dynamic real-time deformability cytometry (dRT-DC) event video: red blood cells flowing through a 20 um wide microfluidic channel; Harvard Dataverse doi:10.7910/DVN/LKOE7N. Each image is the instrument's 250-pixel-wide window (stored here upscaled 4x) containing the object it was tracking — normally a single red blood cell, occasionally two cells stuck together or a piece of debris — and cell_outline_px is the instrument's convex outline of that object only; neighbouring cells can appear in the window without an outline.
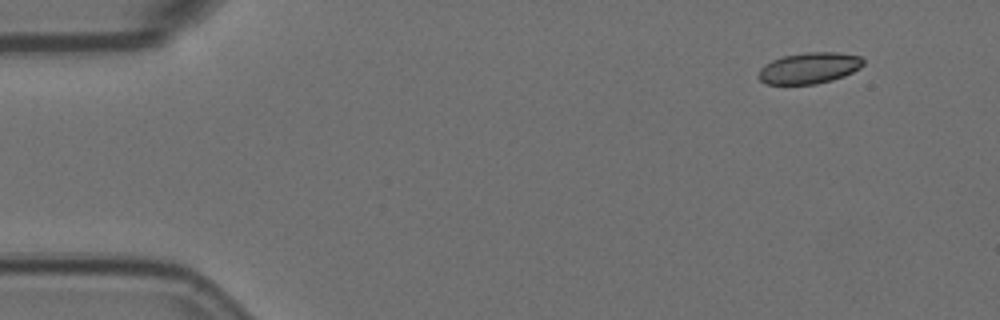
{"species": "Egyptian fruit bat (a non-hibernating species)", "species_latin": "Rousettus aegyptiacus", "temperature_condition": "room temperature", "stored_images_in_passage": 3, "camera_frame_rate_fps": 3000, "um_per_image_px": 0.085, "animal": {"sex": "female"}, "frame": {"image": 1, "passage_image": 1, "time_ms": 0.0, "image_size_px": [1000, 320], "cell_outline_px": [[864, 64], [860, 68], [844, 76], [832, 80], [816, 84], [764, 84], [756, 76], [760, 68], [764, 64], [772, 60], [784, 56], [804, 52], [840, 52], [860, 56], [864, 60]], "centroid_in_image_um": [68.77, 5.78], "position_along_channel_um": 16.2, "area_um2": 19.25}}
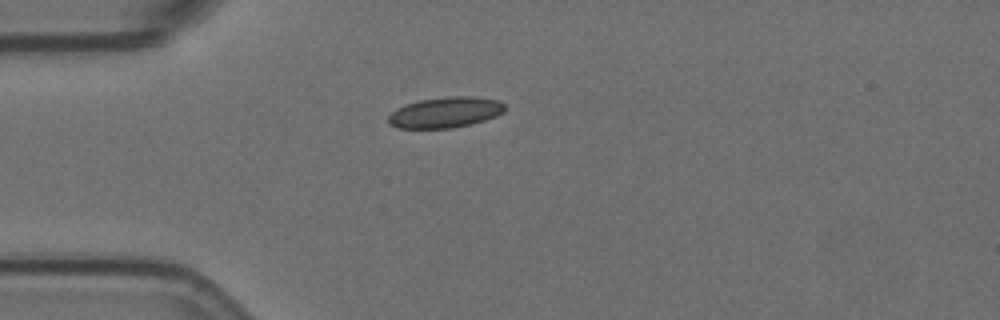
{"frame": {"image": 2, "passage_image": 3, "time_ms": 0.667, "image_size_px": [1000, 320], "cell_outline_px": [[504, 112], [496, 116], [472, 124], [452, 128], [396, 128], [388, 124], [388, 116], [396, 108], [404, 104], [420, 100], [448, 96], [476, 96], [500, 100], [504, 104]], "centroid_in_image_um": [37.84, 9.55], "position_along_channel_um": 47.2, "area_um2": 21.1}}